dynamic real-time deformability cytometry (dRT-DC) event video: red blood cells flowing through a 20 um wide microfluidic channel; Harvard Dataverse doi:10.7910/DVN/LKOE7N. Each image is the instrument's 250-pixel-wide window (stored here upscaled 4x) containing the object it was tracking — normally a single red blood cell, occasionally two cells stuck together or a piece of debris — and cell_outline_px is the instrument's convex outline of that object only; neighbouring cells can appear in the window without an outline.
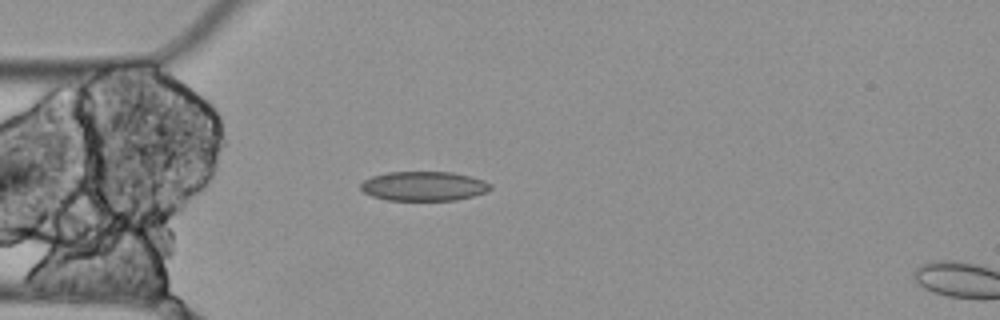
{"species": "Egyptian fruit bat (a non-hibernating species)", "species_latin": "Rousettus aegyptiacus", "temperature_condition": "cold", "stored_images_in_passage": 3, "camera_frame_rate_fps": 3000, "um_per_image_px": 0.085, "animal": {"sex": "female"}, "frame": {"image": 1, "passage_image": 2, "time_ms": 0.333, "image_size_px": [1000, 320], "cell_outline_px": [[492, 188], [484, 192], [472, 196], [456, 200], [388, 200], [372, 196], [364, 192], [360, 188], [360, 184], [364, 180], [372, 176], [388, 172], [452, 172], [484, 180], [492, 184]], "centroid_in_image_um": [36.01, 15.82], "position_along_channel_um": 49.0, "area_um2": 22.14}}